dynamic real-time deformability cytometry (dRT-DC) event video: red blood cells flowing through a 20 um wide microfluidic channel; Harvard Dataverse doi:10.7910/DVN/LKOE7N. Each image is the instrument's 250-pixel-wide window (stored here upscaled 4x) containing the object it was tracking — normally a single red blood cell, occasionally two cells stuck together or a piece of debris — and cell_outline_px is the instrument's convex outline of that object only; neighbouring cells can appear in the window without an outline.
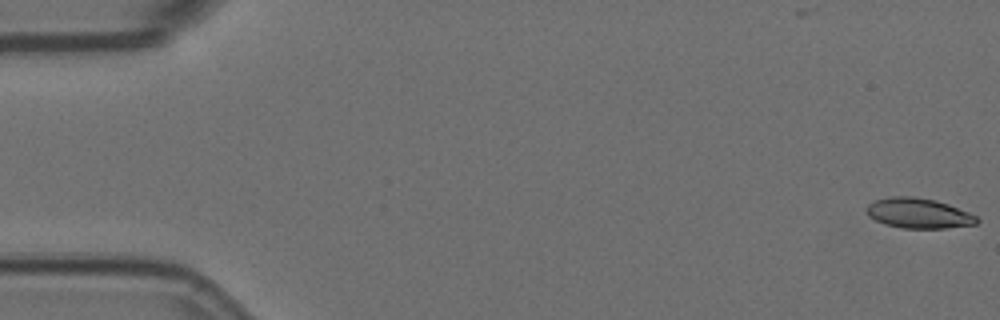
{"species": "Egyptian fruit bat (a non-hibernating species)", "species_latin": "Rousettus aegyptiacus", "temperature_condition": "room temperature", "stored_images_in_passage": 57, "camera_frame_rate_fps": 3000, "um_per_image_px": 0.085, "animal": {"sex": "female"}, "frame": {"image": 1, "passage_image": 1, "time_ms": 0.0, "image_size_px": [1000, 320], "cell_outline_px": [[980, 220], [976, 224], [944, 228], [904, 228], [884, 224], [868, 216], [864, 208], [872, 200], [892, 196], [912, 196], [936, 200], [948, 204], [968, 212], [976, 216]], "centroid_in_image_um": [78.03, 18.11], "position_along_channel_um": 7.0, "area_um2": 19.48}}
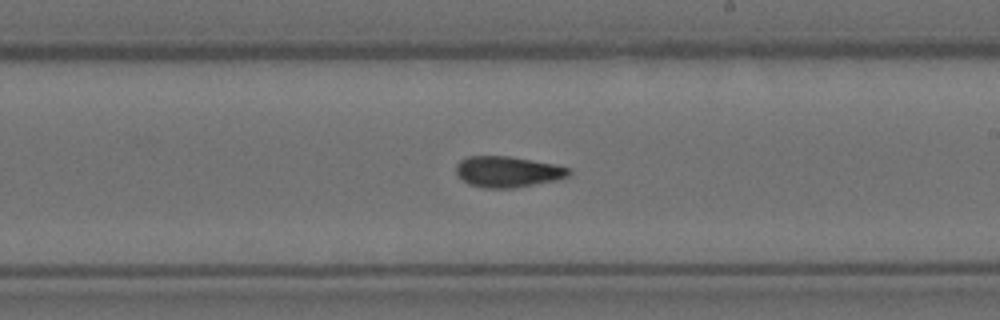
{"frame": {"image": 2, "passage_image": 33, "time_ms": 10.667, "image_size_px": [1000, 320], "cell_outline_px": [[572, 172], [568, 176], [556, 180], [512, 188], [484, 188], [468, 184], [456, 176], [456, 164], [460, 160], [468, 156], [508, 156], [552, 164], [568, 168]], "centroid_in_image_um": [43.09, 14.6], "position_along_channel_um": 245.9, "area_um2": 20.23}}
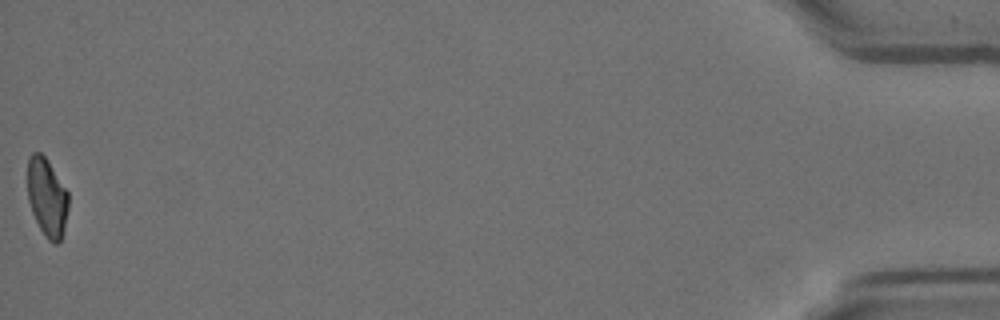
{"frame": {"image": 3, "passage_image": 57, "time_ms": 18.667, "image_size_px": [1000, 320], "cell_outline_px": [[68, 208], [64, 228], [60, 240], [56, 244], [52, 244], [44, 236], [32, 212], [28, 200], [28, 156], [32, 152], [40, 152], [48, 160], [68, 192]], "centroid_in_image_um": [3.99, 16.77], "position_along_channel_um": 431.2, "area_um2": 18.67}, "authors_computed_cell_mechanics": {"area_um2": 19.9988, "velocity_mm_per_s": 3.5856, "shape_relaxation_time_tau1_ms": null, "shape_relaxation_time_tau2_ms": 6.0378, "deformation_change_tau1": null, "deformation_change_tau2": 0.1303}}